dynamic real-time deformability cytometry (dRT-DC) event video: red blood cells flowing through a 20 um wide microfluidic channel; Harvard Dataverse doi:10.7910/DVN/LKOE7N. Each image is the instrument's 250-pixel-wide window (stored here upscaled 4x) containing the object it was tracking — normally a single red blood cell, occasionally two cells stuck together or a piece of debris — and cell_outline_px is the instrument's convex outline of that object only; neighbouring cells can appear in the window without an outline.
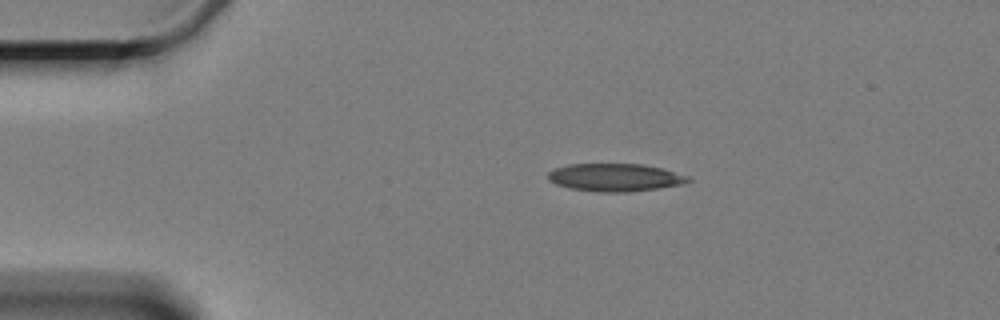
{"species": "Egyptian fruit bat (a non-hibernating species)", "species_latin": "Rousettus aegyptiacus", "temperature_condition": "cold", "stored_images_in_passage": 7, "camera_frame_rate_fps": 3000, "um_per_image_px": 0.085, "animal": {"sex": "female"}, "frame": {"image": 1, "passage_image": 1, "time_ms": 0.0, "image_size_px": [1000, 320], "cell_outline_px": [[692, 180], [680, 184], [656, 188], [628, 192], [596, 192], [568, 188], [556, 184], [548, 180], [548, 172], [556, 168], [568, 164], [640, 164], [660, 168], [688, 176]], "centroid_in_image_um": [52.22, 15.08], "position_along_channel_um": 32.8, "area_um2": 22.48}}
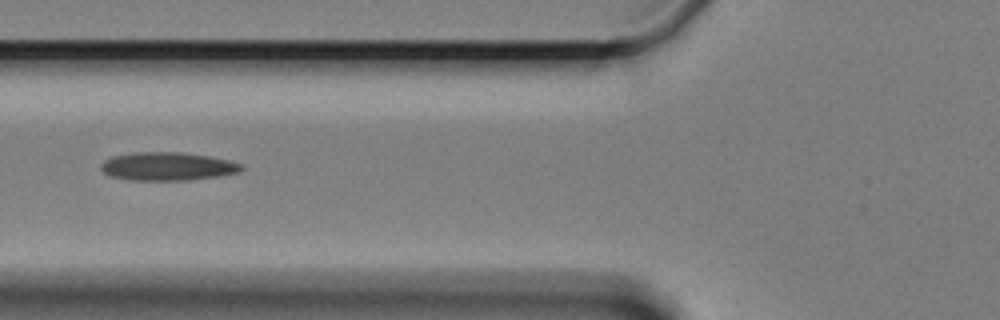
{"frame": {"image": 2, "passage_image": 4, "time_ms": 3.667, "image_size_px": [1000, 320], "cell_outline_px": [[244, 168], [240, 172], [220, 176], [188, 180], [128, 180], [108, 176], [100, 168], [100, 164], [104, 160], [112, 156], [132, 152], [180, 152], [208, 156], [228, 160], [240, 164]], "centroid_in_image_um": [14.19, 14.14], "position_along_channel_um": 111.6, "area_um2": 23.29}}
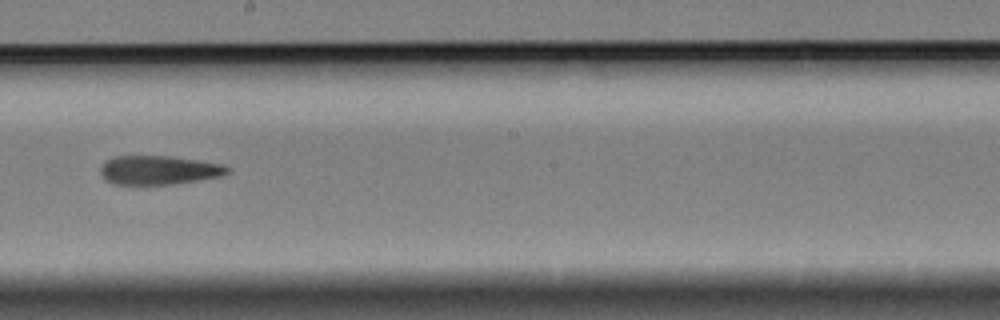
{"frame": {"image": 3, "passage_image": 7, "time_ms": 7.333, "image_size_px": [1000, 320], "cell_outline_px": [[232, 168], [224, 176], [176, 184], [112, 184], [104, 180], [100, 172], [100, 168], [108, 160], [116, 156], [172, 156], [224, 164]], "centroid_in_image_um": [13.55, 14.46], "position_along_channel_um": 234.6, "area_um2": 21.62}}